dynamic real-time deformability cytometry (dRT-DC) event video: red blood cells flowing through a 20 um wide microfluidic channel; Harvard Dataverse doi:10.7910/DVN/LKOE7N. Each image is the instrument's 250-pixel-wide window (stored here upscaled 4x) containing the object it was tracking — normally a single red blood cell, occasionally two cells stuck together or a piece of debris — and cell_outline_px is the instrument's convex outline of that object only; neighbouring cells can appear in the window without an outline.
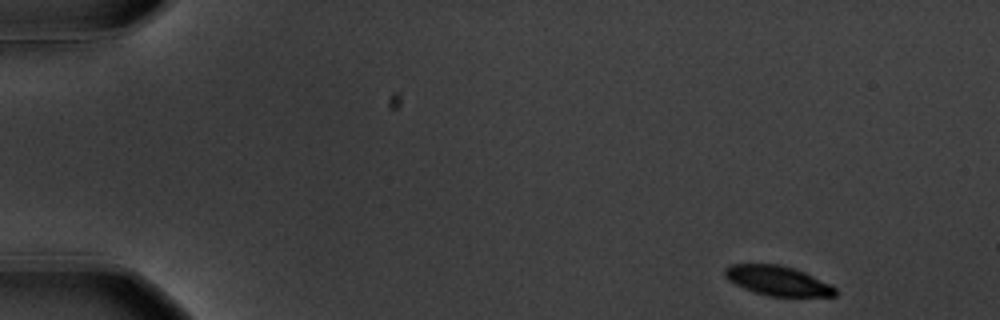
{"species": "common noctule bat (a hibernating species)", "species_latin": "Nyctalus noctula", "temperature_condition": "warm", "stored_images_in_passage": 53, "camera_frame_rate_fps": 3000, "um_per_image_px": 0.085, "animal": {"sex": "male", "body_mass_g": 20.1, "forearm_length_mm": 53.5}, "frame": {"image": 1, "passage_image": 1, "time_ms": 0.0, "image_size_px": [1000, 320], "cell_outline_px": [[840, 292], [836, 296], [768, 296], [744, 288], [728, 280], [724, 276], [724, 268], [728, 264], [780, 264], [796, 268], [832, 284]], "centroid_in_image_um": [66.14, 23.85], "position_along_channel_um": 18.9, "area_um2": 19.36}}
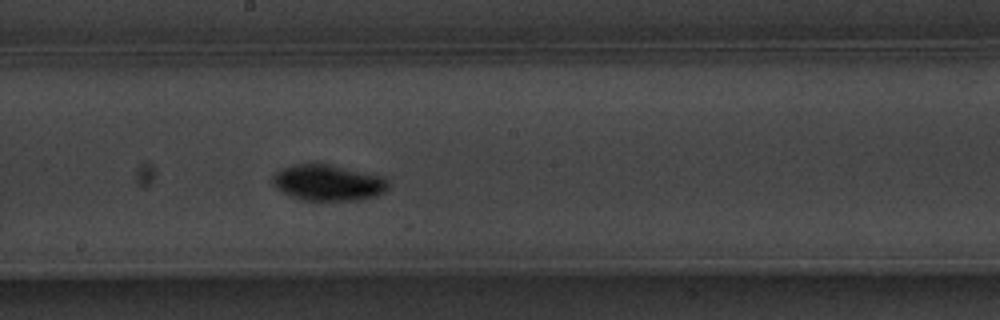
{"frame": {"image": 2, "passage_image": 28, "time_ms": 9.0, "image_size_px": [1000, 320], "cell_outline_px": [[388, 188], [384, 192], [376, 196], [360, 200], [304, 200], [292, 196], [276, 188], [272, 184], [272, 176], [280, 168], [292, 164], [328, 164], [384, 176], [388, 180]], "centroid_in_image_um": [27.89, 15.52], "position_along_channel_um": 220.3, "area_um2": 24.33}}
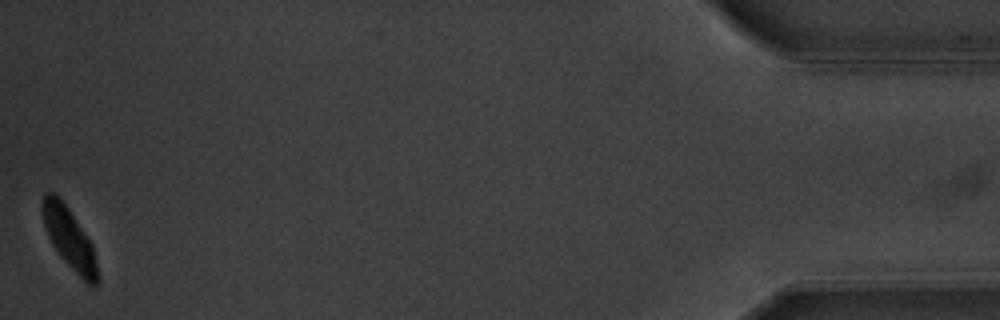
{"frame": {"image": 3, "passage_image": 53, "time_ms": 17.333, "image_size_px": [1000, 320], "cell_outline_px": [[100, 280], [96, 284], [88, 284], [60, 256], [52, 244], [44, 228], [40, 208], [40, 204], [44, 192], [56, 192], [68, 208], [92, 244], [100, 276]], "centroid_in_image_um": [5.85, 20.2], "position_along_channel_um": 429.3, "area_um2": 19.65}, "authors_computed_cell_mechanics": {"area_um2": 21.097, "velocity_mm_per_s": 3.5228, "shape_relaxation_time_tau1_ms": 3.2539, "shape_relaxation_time_tau2_ms": null, "deformation_change_tau1": 0.1524, "deformation_change_tau2": null}}